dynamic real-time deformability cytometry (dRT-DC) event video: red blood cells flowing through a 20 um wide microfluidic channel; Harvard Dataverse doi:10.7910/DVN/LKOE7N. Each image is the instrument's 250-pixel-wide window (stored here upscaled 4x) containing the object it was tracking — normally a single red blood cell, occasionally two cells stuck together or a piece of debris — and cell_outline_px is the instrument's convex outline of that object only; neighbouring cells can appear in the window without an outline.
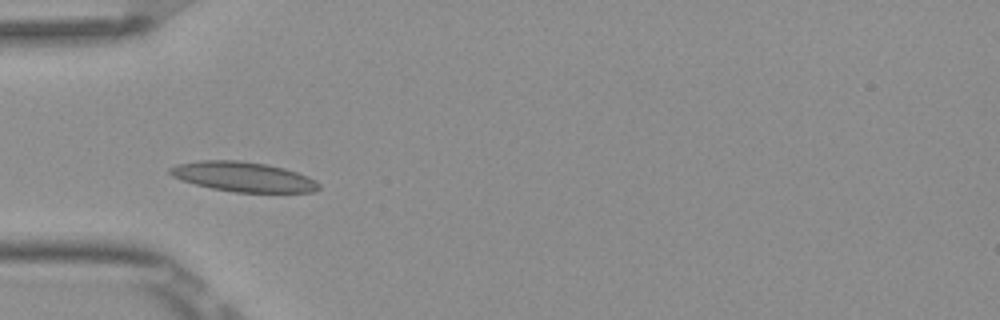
{"species": "Egyptian fruit bat (a non-hibernating species)", "species_latin": "Rousettus aegyptiacus", "temperature_condition": "room temperature", "stored_images_in_passage": 3, "camera_frame_rate_fps": 3000, "um_per_image_px": 0.085, "frame": {"image": 1, "passage_image": 3, "time_ms": 0.667, "image_size_px": [1000, 320], "cell_outline_px": [[320, 188], [312, 192], [236, 192], [212, 188], [180, 180], [172, 176], [168, 172], [168, 168], [176, 164], [200, 160], [240, 160], [268, 164], [284, 168], [308, 176], [316, 180], [320, 184]], "centroid_in_image_um": [20.66, 15.01], "position_along_channel_um": 64.3, "area_um2": 25.95}}